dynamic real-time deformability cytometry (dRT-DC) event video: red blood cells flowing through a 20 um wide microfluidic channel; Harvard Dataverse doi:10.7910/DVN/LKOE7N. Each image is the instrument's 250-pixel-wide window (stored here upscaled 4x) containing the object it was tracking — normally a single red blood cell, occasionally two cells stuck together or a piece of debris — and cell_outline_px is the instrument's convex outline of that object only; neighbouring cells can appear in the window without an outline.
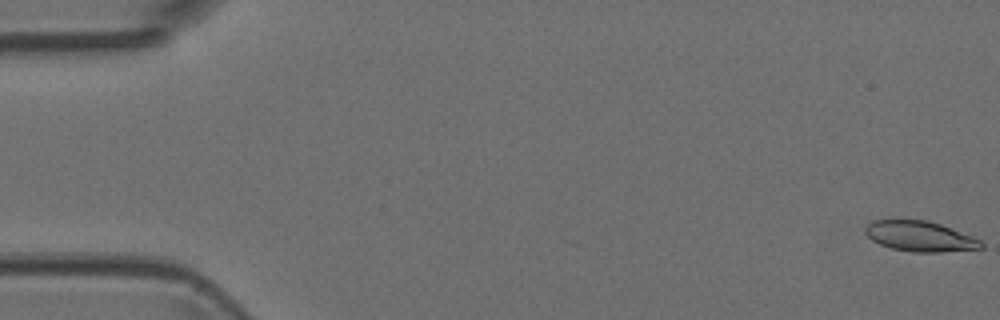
{"species": "Egyptian fruit bat (a non-hibernating species)", "species_latin": "Rousettus aegyptiacus", "temperature_condition": "room temperature", "stored_images_in_passage": 4, "camera_frame_rate_fps": 3000, "um_per_image_px": 0.085, "animal": {"sex": "female"}, "frame": {"image": 1, "passage_image": 1, "time_ms": 0.0, "image_size_px": [1000, 320], "cell_outline_px": [[984, 248], [940, 252], [912, 252], [892, 248], [880, 244], [872, 240], [864, 232], [864, 228], [872, 220], [928, 220], [940, 224], [972, 236], [980, 240], [984, 244]], "centroid_in_image_um": [78.2, 20.09], "position_along_channel_um": 6.8, "area_um2": 20.4}}